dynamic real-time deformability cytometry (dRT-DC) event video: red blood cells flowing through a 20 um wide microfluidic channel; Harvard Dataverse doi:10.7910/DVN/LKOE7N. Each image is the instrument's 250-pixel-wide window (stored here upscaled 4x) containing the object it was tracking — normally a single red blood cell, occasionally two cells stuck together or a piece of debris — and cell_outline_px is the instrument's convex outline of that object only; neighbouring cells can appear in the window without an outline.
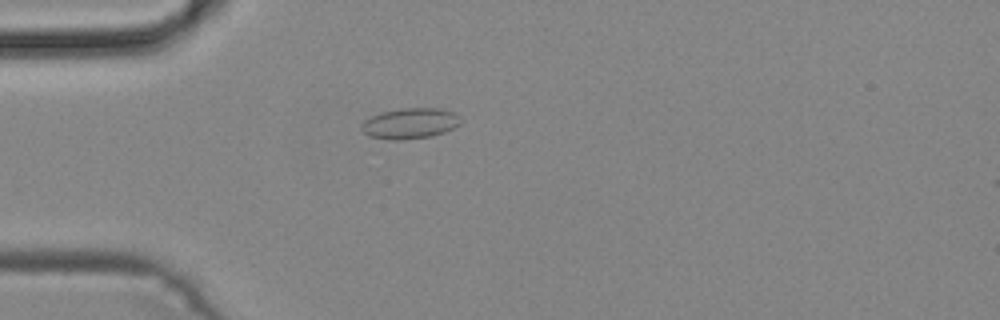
{"species": "common noctule bat (a hibernating species)", "species_latin": "Nyctalus noctula", "temperature_condition": "cold", "stored_images_in_passage": 38, "camera_frame_rate_fps": 3000, "um_per_image_px": 0.085, "animal": {"sex": "male", "body_mass_g": 19.2, "forearm_length_mm": 51.8}, "frame": {"image": 1, "passage_image": 3, "time_ms": 0.667, "image_size_px": [1000, 320], "cell_outline_px": [[460, 124], [444, 132], [432, 136], [400, 140], [392, 140], [368, 136], [360, 128], [360, 124], [364, 120], [372, 116], [384, 112], [400, 108], [440, 108], [452, 112], [460, 116]], "centroid_in_image_um": [34.83, 10.49], "position_along_channel_um": 50.2, "area_um2": 17.69}}
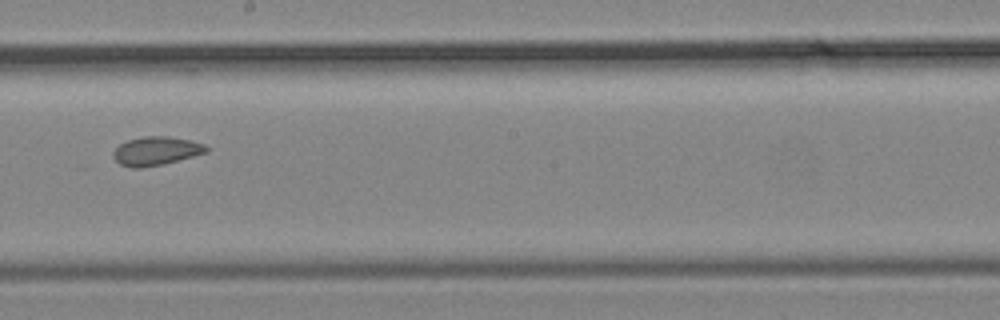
{"frame": {"image": 2, "passage_image": 17, "time_ms": 5.333, "image_size_px": [1000, 320], "cell_outline_px": [[208, 152], [164, 164], [140, 168], [132, 168], [120, 164], [112, 156], [112, 152], [120, 144], [128, 140], [144, 136], [168, 136], [188, 140], [204, 144], [208, 148]], "centroid_in_image_um": [13.25, 12.84], "position_along_channel_um": 235.0, "area_um2": 15.49}}
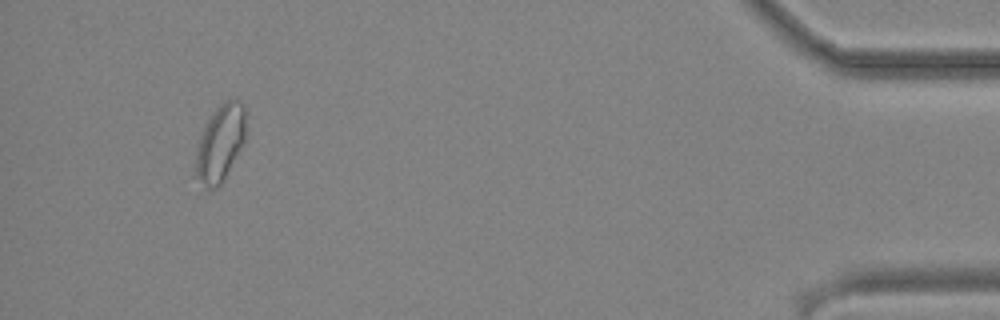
{"frame": {"image": 3, "passage_image": 35, "time_ms": 11.333, "image_size_px": [1000, 320], "cell_outline_px": [[244, 144], [224, 180], [216, 188], [204, 188], [196, 176], [196, 152], [200, 136], [208, 120], [216, 108], [224, 100], [236, 96], [244, 104]], "centroid_in_image_um": [18.74, 12.14], "position_along_channel_um": 416.5, "area_um2": 22.43}}